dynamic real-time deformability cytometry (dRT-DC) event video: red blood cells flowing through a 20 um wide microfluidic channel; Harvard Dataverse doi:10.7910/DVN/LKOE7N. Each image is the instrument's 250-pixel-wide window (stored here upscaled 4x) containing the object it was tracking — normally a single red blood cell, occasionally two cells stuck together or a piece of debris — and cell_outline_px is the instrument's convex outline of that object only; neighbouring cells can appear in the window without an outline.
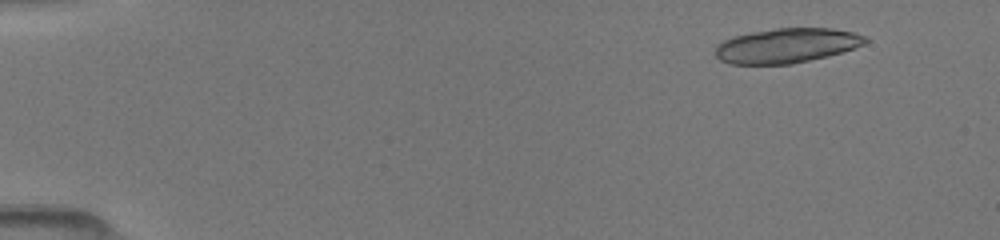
{"species": "common noctule bat (a hibernating species)", "species_latin": "Nyctalus noctula", "temperature_condition": "room temperature", "stored_images_in_passage": 21, "camera_frame_rate_fps": 3000, "um_per_image_px": 0.085, "animal": {"sex": "female", "body_mass_g": 19.5, "forearm_length_mm": 54.1}, "frame": {"image": 1, "passage_image": 3, "time_ms": 0.667, "image_size_px": [1000, 240], "cell_outline_px": [[868, 40], [864, 44], [856, 48], [828, 56], [792, 64], [732, 64], [720, 60], [716, 56], [716, 44], [720, 40], [732, 36], [752, 32], [776, 28], [832, 28], [852, 32], [864, 36]], "centroid_in_image_um": [66.84, 3.87], "position_along_channel_um": 18.2, "area_um2": 30.46}}
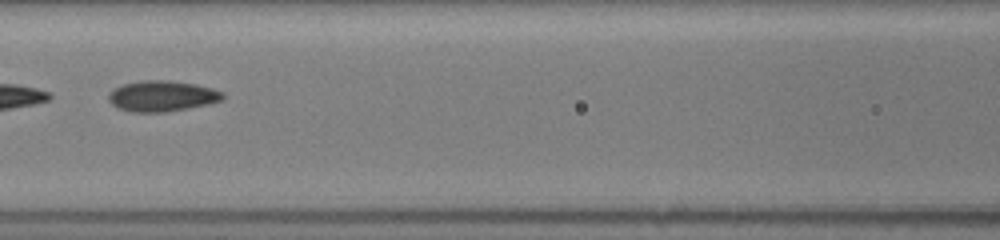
{"frame": {"image": 2, "passage_image": 17, "time_ms": 7.0, "image_size_px": [1000, 240], "cell_outline_px": [[224, 100], [208, 104], [188, 108], [164, 112], [132, 112], [116, 108], [108, 100], [108, 92], [112, 88], [124, 84], [140, 80], [168, 80], [196, 84], [212, 88], [224, 92]], "centroid_in_image_um": [13.75, 8.16], "position_along_channel_um": 152.8, "area_um2": 20.75}}